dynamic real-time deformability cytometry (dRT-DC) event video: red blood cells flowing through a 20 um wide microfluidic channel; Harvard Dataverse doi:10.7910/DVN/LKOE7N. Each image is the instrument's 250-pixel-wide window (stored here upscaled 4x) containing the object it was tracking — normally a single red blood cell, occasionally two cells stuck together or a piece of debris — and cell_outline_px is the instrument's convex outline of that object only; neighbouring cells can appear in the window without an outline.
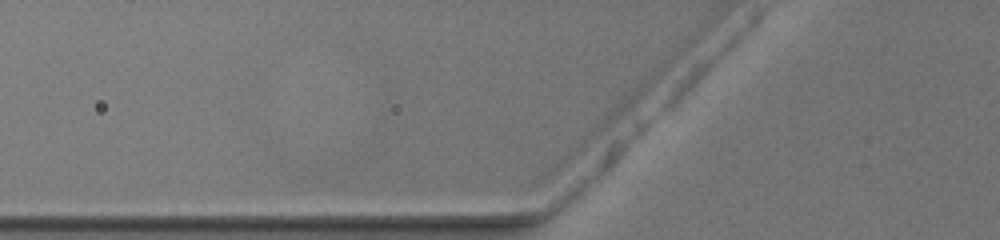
{"species": "common noctule bat (a hibernating species)", "species_latin": "Nyctalus noctula", "temperature_condition": "warm", "stored_images_in_passage": 2, "camera_frame_rate_fps": 3000, "um_per_image_px": 0.085, "animal": {"sex": "female", "body_mass_g": 19.5, "forearm_length_mm": 54.1}, "frame": {"image": 1, "passage_image": 2, "time_ms": 0.333, "image_size_px": [1000, 240], "cell_outline_px": [[664, 72], [644, 128], [636, 136], [556, 176], [544, 176], [544, 172], [552, 164], [604, 116], [648, 76], [660, 68], [664, 68]], "centroid_in_image_um": [52.06, 10.75], "position_along_channel_um": 73.7, "area_um2": 26.47}}